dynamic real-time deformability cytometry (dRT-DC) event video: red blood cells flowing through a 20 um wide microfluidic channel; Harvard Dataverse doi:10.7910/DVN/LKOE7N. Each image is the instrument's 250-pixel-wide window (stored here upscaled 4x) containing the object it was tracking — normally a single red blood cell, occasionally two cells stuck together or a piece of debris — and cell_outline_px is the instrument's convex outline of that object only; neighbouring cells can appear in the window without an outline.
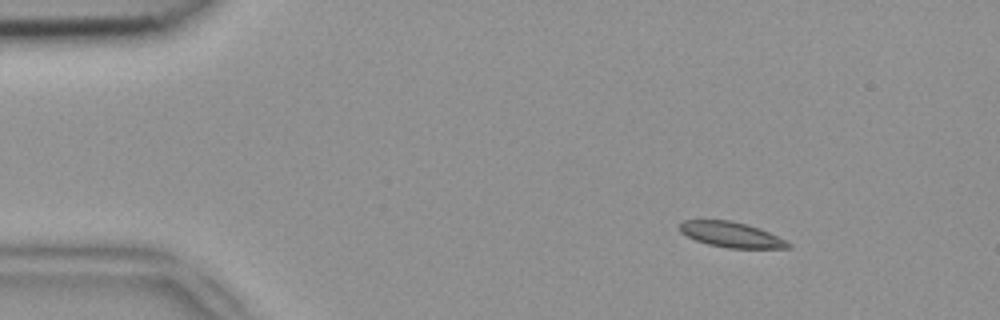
{"species": "common noctule bat (a hibernating species)", "species_latin": "Nyctalus noctula", "temperature_condition": "room temperature", "stored_images_in_passage": 50, "camera_frame_rate_fps": 3000, "um_per_image_px": 0.085, "animal": {"sex": "female", "body_mass_g": 18.4}, "frame": {"image": 1, "passage_image": 7, "time_ms": 2.0, "image_size_px": [1000, 320], "cell_outline_px": [[792, 248], [728, 248], [708, 244], [696, 240], [680, 232], [680, 224], [684, 220], [728, 220], [760, 228], [792, 244]], "centroid_in_image_um": [62.16, 19.95], "position_along_channel_um": 22.8, "area_um2": 15.78}}
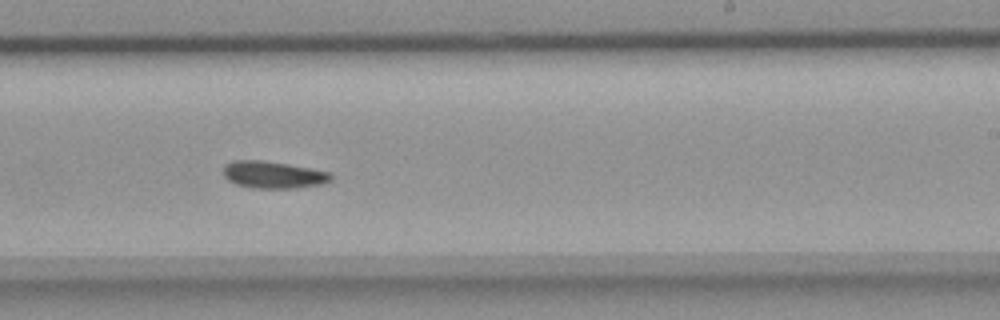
{"frame": {"image": 2, "passage_image": 31, "time_ms": 10.0, "image_size_px": [1000, 320], "cell_outline_px": [[332, 180], [324, 184], [296, 188], [252, 188], [236, 184], [228, 180], [224, 176], [224, 164], [232, 160], [264, 160], [288, 164], [332, 172]], "centroid_in_image_um": [23.24, 14.85], "position_along_channel_um": 265.8, "area_um2": 17.22}}
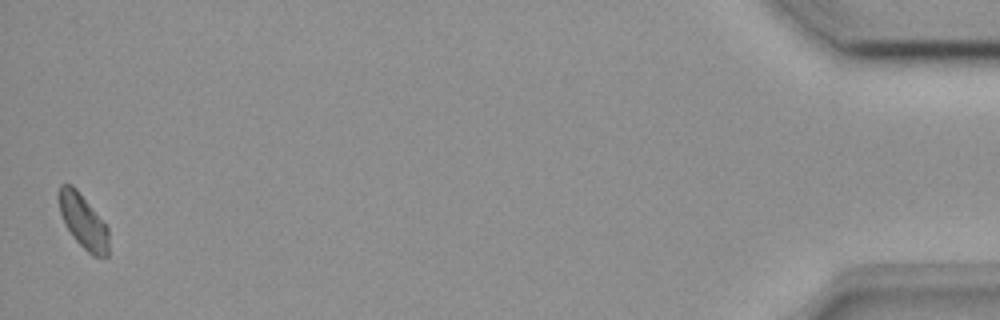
{"frame": {"image": 3, "passage_image": 50, "time_ms": 16.333, "image_size_px": [1000, 320], "cell_outline_px": [[108, 256], [92, 256], [72, 236], [64, 224], [60, 212], [56, 196], [60, 184], [72, 184], [76, 188], [108, 228]], "centroid_in_image_um": [7.02, 18.78], "position_along_channel_um": 428.2, "area_um2": 15.72}}